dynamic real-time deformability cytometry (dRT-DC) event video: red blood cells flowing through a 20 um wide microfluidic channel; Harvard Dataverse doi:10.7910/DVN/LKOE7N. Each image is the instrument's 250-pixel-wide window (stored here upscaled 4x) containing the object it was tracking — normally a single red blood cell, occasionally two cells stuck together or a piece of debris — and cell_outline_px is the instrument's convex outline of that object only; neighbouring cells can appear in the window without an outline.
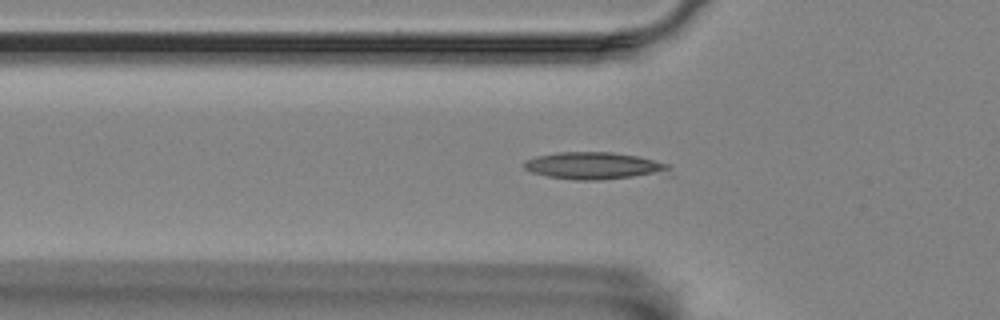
{"species": "Egyptian fruit bat (a non-hibernating species)", "species_latin": "Rousettus aegyptiacus", "temperature_condition": "room temperature", "stored_images_in_passage": 41, "camera_frame_rate_fps": 3000, "um_per_image_px": 0.085, "animal": {"sex": "female"}, "frame": {"image": 1, "passage_image": 3, "time_ms": 0.667, "image_size_px": [1000, 320], "cell_outline_px": [[676, 176], [600, 180], [576, 180], [548, 176], [532, 172], [524, 168], [524, 160], [536, 156], [560, 152], [612, 152], [640, 156], [668, 164]], "centroid_in_image_um": [50.73, 14.12], "position_along_channel_um": 75.1, "area_um2": 24.04}}
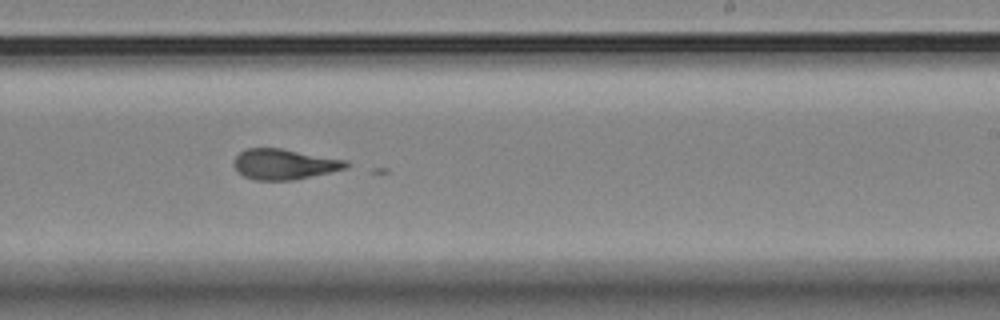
{"frame": {"image": 2, "passage_image": 19, "time_ms": 6.0, "image_size_px": [1000, 320], "cell_outline_px": [[352, 164], [348, 168], [292, 180], [256, 180], [244, 176], [232, 164], [236, 156], [240, 152], [248, 148], [280, 148], [348, 160]], "centroid_in_image_um": [24.2, 13.95], "position_along_channel_um": 264.8, "area_um2": 19.88}}
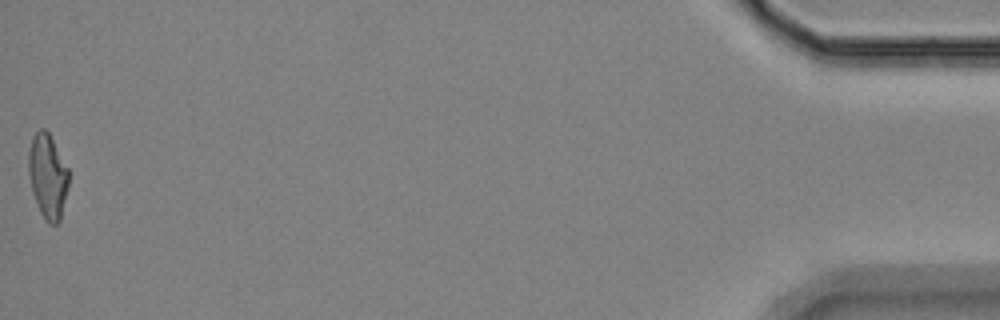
{"frame": {"image": 3, "passage_image": 41, "time_ms": 13.333, "image_size_px": [1000, 320], "cell_outline_px": [[68, 188], [60, 220], [56, 224], [48, 224], [44, 220], [40, 212], [32, 192], [28, 172], [28, 152], [32, 136], [40, 128], [44, 128], [48, 132], [68, 168]], "centroid_in_image_um": [4.04, 14.99], "position_along_channel_um": 431.2, "area_um2": 19.83}}